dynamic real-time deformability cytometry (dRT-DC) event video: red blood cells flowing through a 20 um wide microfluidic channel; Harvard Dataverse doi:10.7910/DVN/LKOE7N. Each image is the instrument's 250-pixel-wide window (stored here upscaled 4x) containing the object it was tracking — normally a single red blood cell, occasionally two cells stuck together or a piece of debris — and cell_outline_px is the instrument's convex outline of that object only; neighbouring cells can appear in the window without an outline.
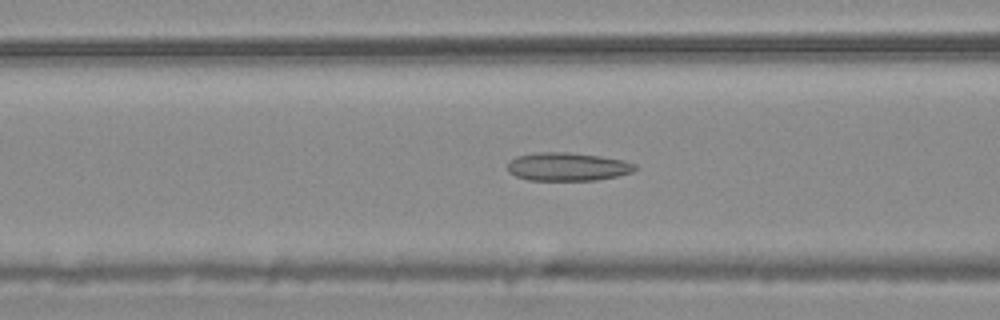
{"species": "common noctule bat (a hibernating species)", "species_latin": "Nyctalus noctula", "temperature_condition": "warm", "stored_images_in_passage": 53, "camera_frame_rate_fps": 3000, "um_per_image_px": 0.085, "animal": {"sex": "male", "body_mass_g": 20.4}, "frame": {"image": 1, "passage_image": 21, "time_ms": 6.667, "image_size_px": [1000, 320], "cell_outline_px": [[636, 168], [632, 172], [616, 176], [596, 180], [528, 180], [516, 176], [508, 172], [508, 160], [516, 156], [536, 152], [564, 152], [600, 156], [624, 160], [636, 164]], "centroid_in_image_um": [48.21, 14.16], "position_along_channel_um": 118.4, "area_um2": 21.04}}
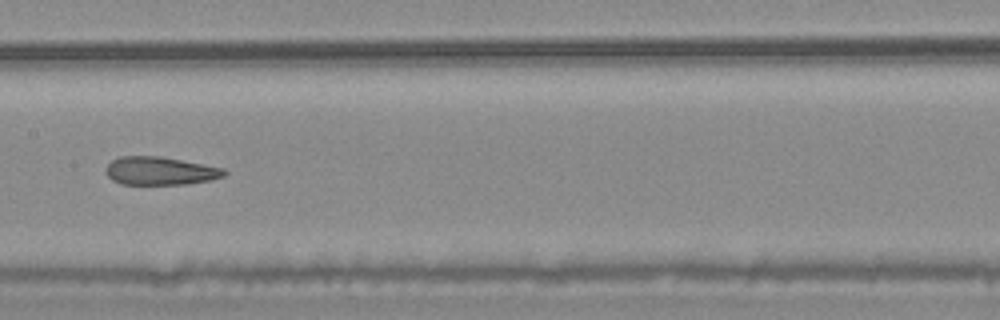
{"frame": {"image": 2, "passage_image": 27, "time_ms": 8.667, "image_size_px": [1000, 320], "cell_outline_px": [[228, 172], [224, 176], [212, 180], [188, 184], [120, 184], [112, 180], [104, 172], [108, 164], [112, 160], [120, 156], [160, 156], [224, 168]], "centroid_in_image_um": [13.61, 14.53], "position_along_channel_um": 193.8, "area_um2": 19.54}}
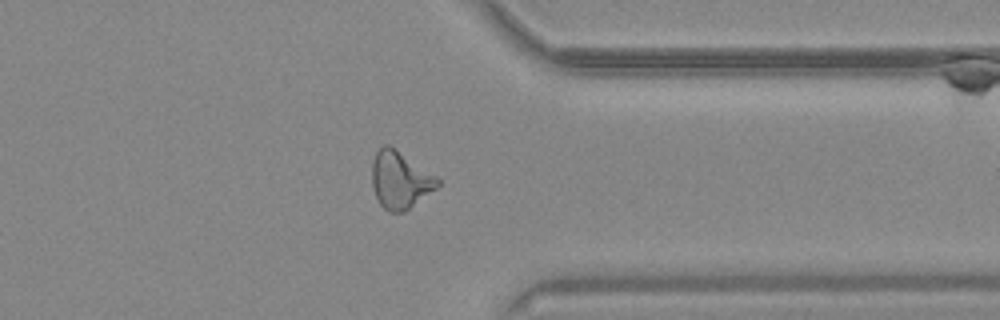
{"frame": {"image": 3, "passage_image": 42, "time_ms": 13.667, "image_size_px": [1000, 320], "cell_outline_px": [[440, 184], [436, 188], [404, 212], [388, 212], [380, 204], [376, 196], [372, 184], [372, 164], [376, 152], [384, 144], [388, 144], [436, 176], [440, 180]], "centroid_in_image_um": [33.99, 15.31], "position_along_channel_um": 377.4, "area_um2": 21.5}, "authors_computed_cell_mechanics": {"area_um2": 21.675, "velocity_mm_per_s": 3.7717, "shape_relaxation_time_tau1_ms": null, "shape_relaxation_time_tau2_ms": 3.3123, "deformation_change_tau1": null, "deformation_change_tau2": 0.1319}}